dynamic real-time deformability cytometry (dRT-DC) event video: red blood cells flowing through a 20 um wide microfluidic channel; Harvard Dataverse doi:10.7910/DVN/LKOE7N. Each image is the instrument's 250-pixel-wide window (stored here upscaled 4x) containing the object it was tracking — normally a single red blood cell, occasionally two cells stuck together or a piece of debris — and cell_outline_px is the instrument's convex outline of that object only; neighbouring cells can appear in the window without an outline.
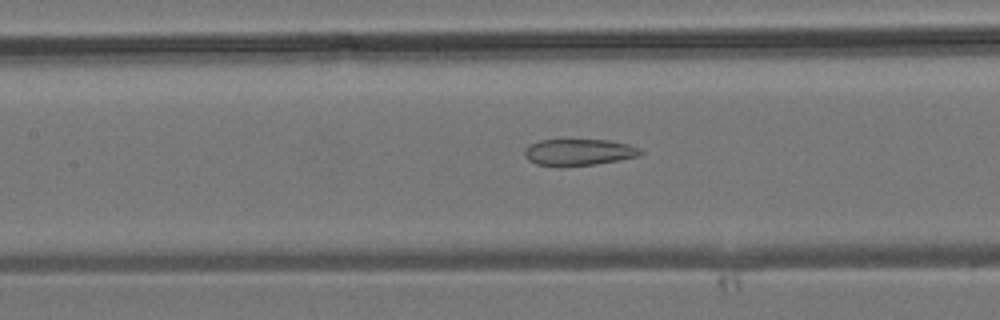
{"species": "common noctule bat (a hibernating species)", "species_latin": "Nyctalus noctula", "temperature_condition": "room temperature", "stored_images_in_passage": 40, "segment_of_instrument_passage": [1, 2], "camera_frame_rate_fps": 3000, "um_per_image_px": 0.085, "animal": {"sex": "male", "body_mass_g": 19.2, "forearm_length_mm": 51.8}, "frame": {"image": 1, "passage_image": 16, "time_ms": 5.0, "image_size_px": [1000, 320], "cell_outline_px": [[644, 152], [640, 156], [620, 160], [596, 164], [556, 168], [536, 164], [528, 160], [524, 156], [524, 148], [528, 144], [540, 140], [608, 140], [628, 144], [640, 148]], "centroid_in_image_um": [49.16, 12.96], "position_along_channel_um": 158.2, "area_um2": 18.44}}
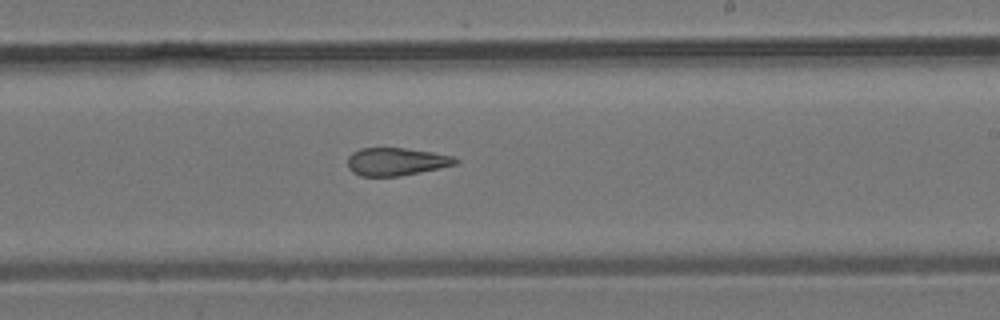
{"frame": {"image": 2, "passage_image": 22, "time_ms": 7.0, "image_size_px": [1000, 320], "cell_outline_px": [[460, 164], [400, 176], [360, 176], [352, 172], [348, 168], [348, 156], [352, 152], [360, 148], [404, 148], [432, 152], [452, 156], [460, 160]], "centroid_in_image_um": [33.69, 13.74], "position_along_channel_um": 255.3, "area_um2": 17.63}}
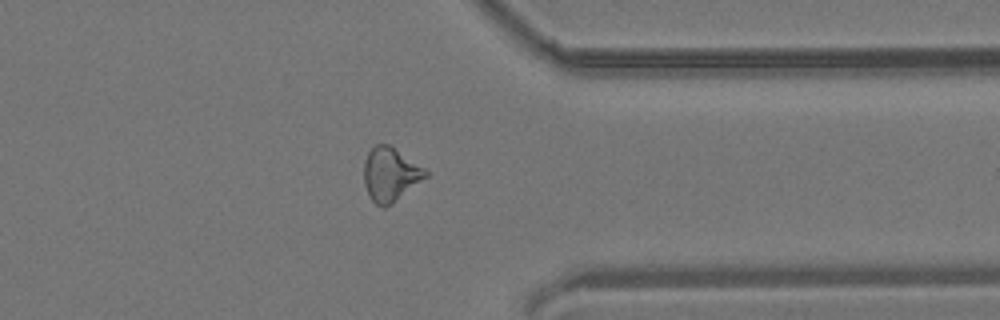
{"frame": {"image": 3, "passage_image": 30, "time_ms": 9.667, "image_size_px": [1000, 320], "cell_outline_px": [[428, 176], [392, 204], [384, 208], [376, 204], [368, 196], [364, 184], [364, 160], [372, 144], [388, 144], [424, 168], [428, 172]], "centroid_in_image_um": [33.15, 14.83], "position_along_channel_um": 378.3, "area_um2": 19.36}}